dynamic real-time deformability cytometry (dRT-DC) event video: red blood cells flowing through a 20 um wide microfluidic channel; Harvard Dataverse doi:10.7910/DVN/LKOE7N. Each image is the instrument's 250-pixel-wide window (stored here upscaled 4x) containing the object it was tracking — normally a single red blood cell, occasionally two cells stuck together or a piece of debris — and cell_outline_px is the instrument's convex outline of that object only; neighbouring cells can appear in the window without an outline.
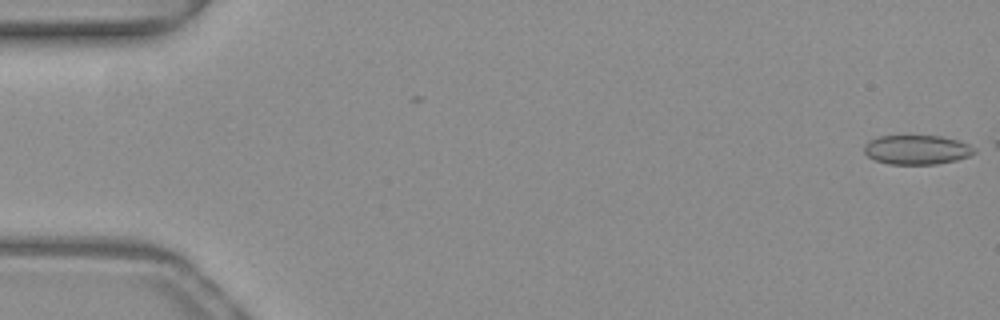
{"species": "common noctule bat (a hibernating species)", "species_latin": "Nyctalus noctula", "temperature_condition": "warm", "stored_images_in_passage": 52, "camera_frame_rate_fps": 3000, "um_per_image_px": 0.085, "animal": {"sex": "female", "body_mass_g": 19.3, "forearm_length_mm": 54.1}, "frame": {"image": 1, "passage_image": 1, "time_ms": 0.0, "image_size_px": [1000, 320], "cell_outline_px": [[976, 152], [968, 156], [956, 160], [936, 164], [888, 164], [876, 160], [868, 156], [864, 152], [864, 144], [868, 140], [880, 136], [940, 136], [960, 140], [976, 148]], "centroid_in_image_um": [77.93, 12.72], "position_along_channel_um": 7.1, "area_um2": 18.9}}